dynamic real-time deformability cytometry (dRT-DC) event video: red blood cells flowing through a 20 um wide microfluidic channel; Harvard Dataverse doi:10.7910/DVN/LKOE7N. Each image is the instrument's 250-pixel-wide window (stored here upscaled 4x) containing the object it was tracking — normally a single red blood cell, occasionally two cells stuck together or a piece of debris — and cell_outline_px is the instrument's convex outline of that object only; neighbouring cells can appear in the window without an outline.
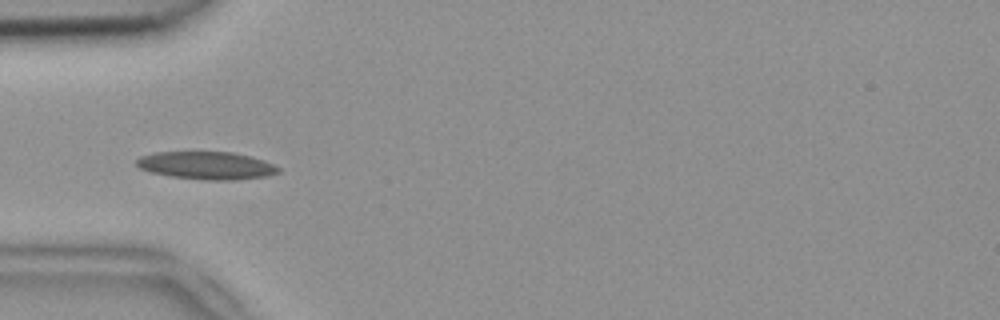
{"species": "common noctule bat (a hibernating species)", "species_latin": "Nyctalus noctula", "temperature_condition": "room temperature", "stored_images_in_passage": 12, "camera_frame_rate_fps": 3000, "um_per_image_px": 0.085, "animal": {"sex": "female", "body_mass_g": 18.4}, "frame": {"image": 1, "passage_image": 6, "time_ms": 1.667, "image_size_px": [1000, 320], "cell_outline_px": [[280, 172], [268, 176], [236, 180], [208, 180], [168, 176], [148, 172], [140, 168], [136, 164], [136, 160], [140, 156], [156, 152], [232, 152], [252, 156], [264, 160], [280, 168]], "centroid_in_image_um": [17.56, 14.07], "position_along_channel_um": 67.4, "area_um2": 23.12}}
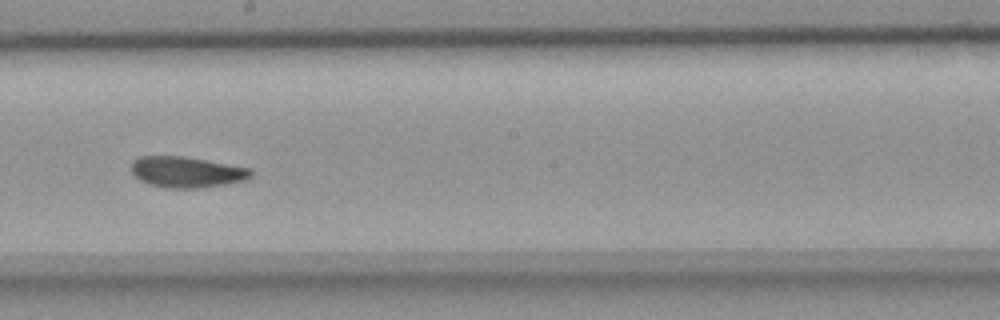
{"frame": {"image": 2, "passage_image": 10, "time_ms": 3.0, "image_size_px": [1000, 320], "cell_outline_px": [[252, 176], [244, 180], [224, 184], [200, 188], [168, 188], [148, 184], [140, 180], [132, 172], [132, 160], [140, 156], [180, 156], [252, 168]], "centroid_in_image_um": [15.85, 14.62], "position_along_channel_um": 232.3, "area_um2": 21.39}}
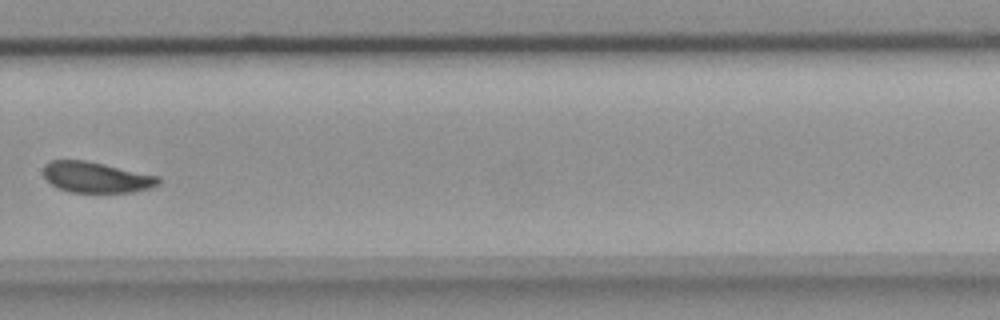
{"frame": {"image": 3, "passage_image": 12, "time_ms": 3.667, "image_size_px": [1000, 320], "cell_outline_px": [[160, 184], [152, 188], [132, 192], [68, 192], [56, 188], [44, 176], [44, 164], [48, 160], [88, 160], [160, 176]], "centroid_in_image_um": [8.2, 15.06], "position_along_channel_um": 321.6, "area_um2": 20.92}}